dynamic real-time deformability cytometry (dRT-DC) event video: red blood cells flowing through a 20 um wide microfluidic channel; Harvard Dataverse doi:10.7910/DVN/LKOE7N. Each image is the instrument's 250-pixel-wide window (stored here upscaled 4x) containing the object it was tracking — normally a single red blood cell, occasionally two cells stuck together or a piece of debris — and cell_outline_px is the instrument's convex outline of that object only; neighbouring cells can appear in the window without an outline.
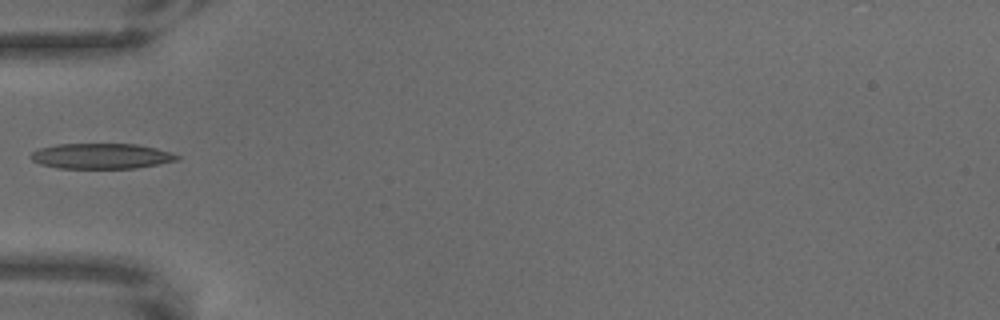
{"species": "common noctule bat (a hibernating species)", "species_latin": "Nyctalus noctula", "temperature_condition": "warm", "stored_images_in_passage": 44, "camera_frame_rate_fps": 3000, "um_per_image_px": 0.085, "animal": {"sex": "male", "body_mass_g": 18.8}, "frame": {"image": 1, "passage_image": 1, "time_ms": 0.0, "image_size_px": [1000, 320], "cell_outline_px": [[180, 160], [136, 168], [60, 168], [40, 164], [32, 160], [28, 156], [32, 152], [40, 148], [56, 144], [136, 144], [156, 148], [172, 152], [180, 156]], "centroid_in_image_um": [8.63, 13.26], "position_along_channel_um": 76.4, "area_um2": 21.73}}
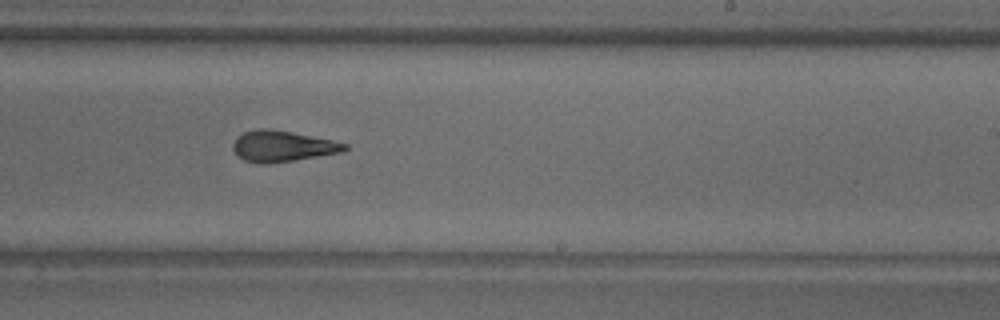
{"frame": {"image": 2, "passage_image": 19, "time_ms": 6.0, "image_size_px": [1000, 320], "cell_outline_px": [[348, 148], [344, 152], [292, 160], [264, 164], [260, 164], [244, 160], [232, 148], [232, 144], [236, 136], [244, 132], [256, 128], [268, 128], [292, 132], [332, 140], [348, 144]], "centroid_in_image_um": [23.99, 12.41], "position_along_channel_um": 265.0, "area_um2": 20.11}}
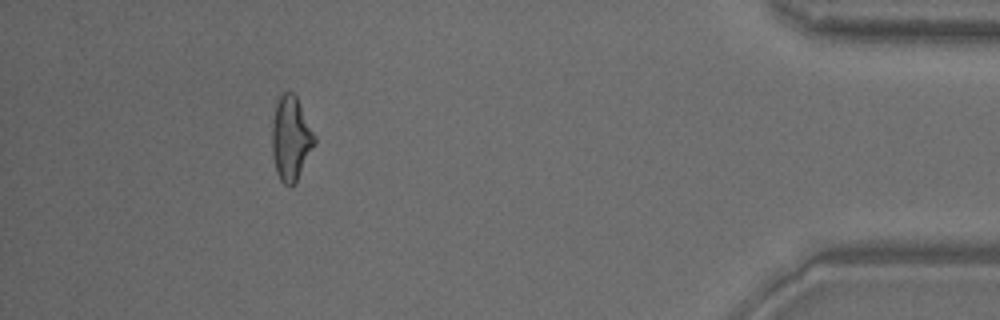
{"frame": {"image": 3, "passage_image": 38, "time_ms": 12.333, "image_size_px": [1000, 320], "cell_outline_px": [[316, 140], [296, 184], [292, 188], [288, 188], [280, 180], [276, 172], [272, 156], [272, 120], [276, 104], [280, 96], [284, 92], [292, 92], [296, 96], [316, 136]], "centroid_in_image_um": [24.71, 11.82], "position_along_channel_um": 410.5, "area_um2": 21.04}}